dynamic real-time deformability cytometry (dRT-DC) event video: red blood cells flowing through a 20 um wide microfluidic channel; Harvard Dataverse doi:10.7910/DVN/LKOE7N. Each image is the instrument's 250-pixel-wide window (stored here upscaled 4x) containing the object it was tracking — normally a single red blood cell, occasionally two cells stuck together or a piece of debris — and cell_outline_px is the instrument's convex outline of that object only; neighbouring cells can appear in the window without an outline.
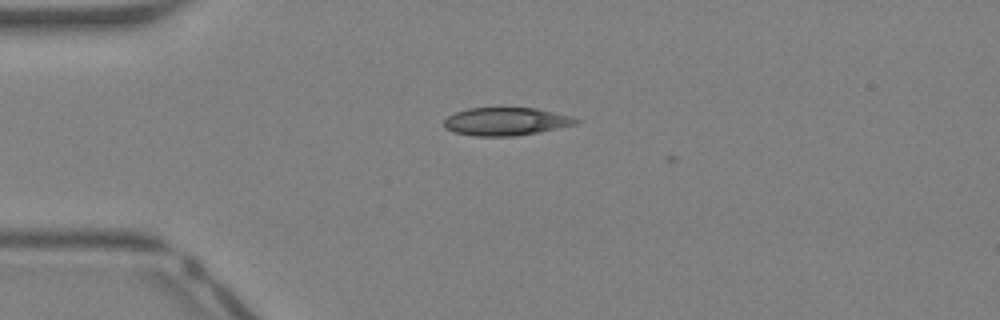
{"species": "Egyptian fruit bat (a non-hibernating species)", "species_latin": "Rousettus aegyptiacus", "temperature_condition": "warm", "stored_images_in_passage": 3, "camera_frame_rate_fps": 3000, "um_per_image_px": 0.085, "animal": {"sex": "female"}, "frame": {"image": 1, "passage_image": 1, "time_ms": 0.0, "image_size_px": [1000, 320], "cell_outline_px": [[580, 120], [576, 124], [536, 132], [512, 136], [472, 136], [456, 132], [444, 128], [444, 120], [448, 116], [456, 112], [468, 108], [536, 108], [572, 116]], "centroid_in_image_um": [42.98, 10.32], "position_along_channel_um": 42.0, "area_um2": 21.27}}